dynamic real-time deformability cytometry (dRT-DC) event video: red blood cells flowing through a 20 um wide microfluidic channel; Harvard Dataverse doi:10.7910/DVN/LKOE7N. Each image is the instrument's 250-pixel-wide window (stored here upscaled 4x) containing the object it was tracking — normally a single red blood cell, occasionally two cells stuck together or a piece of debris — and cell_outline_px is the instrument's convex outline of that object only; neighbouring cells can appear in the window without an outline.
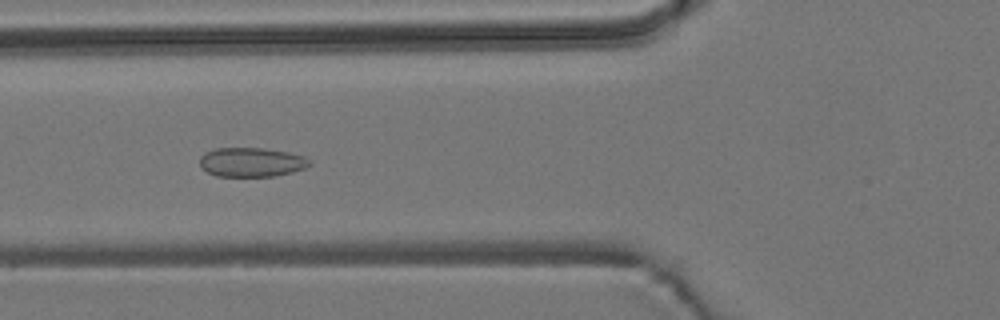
{"species": "common noctule bat (a hibernating species)", "species_latin": "Nyctalus noctula", "temperature_condition": "room temperature", "stored_images_in_passage": 7, "camera_frame_rate_fps": 3000, "um_per_image_px": 0.085, "animal": {"sex": "male", "body_mass_g": 19.2, "forearm_length_mm": 51.8}, "frame": {"image": 1, "passage_image": 5, "time_ms": 4.333, "image_size_px": [1000, 320], "cell_outline_px": [[312, 164], [304, 168], [292, 172], [276, 176], [216, 176], [200, 168], [200, 156], [204, 152], [216, 148], [264, 148], [288, 152], [304, 156], [312, 160]], "centroid_in_image_um": [21.38, 13.78], "position_along_channel_um": 104.4, "area_um2": 18.9}}
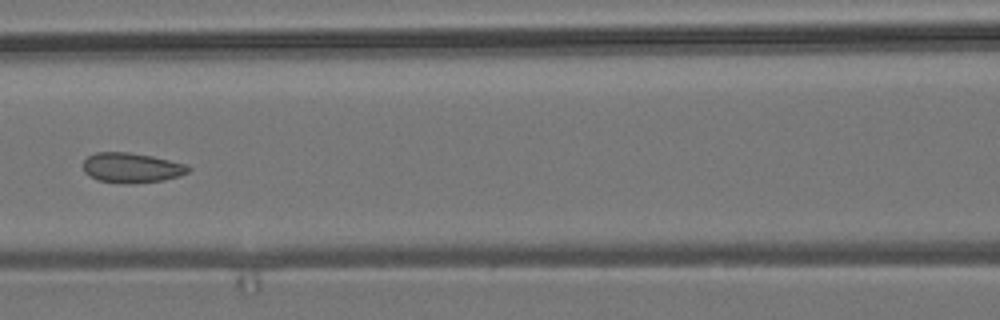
{"frame": {"image": 2, "passage_image": 6, "time_ms": 5.667, "image_size_px": [1000, 320], "cell_outline_px": [[192, 168], [188, 172], [180, 176], [164, 180], [128, 184], [124, 184], [96, 180], [88, 176], [84, 172], [84, 160], [88, 156], [96, 152], [128, 152], [152, 156], [184, 164]], "centroid_in_image_um": [11.16, 14.27], "position_along_channel_um": 155.4, "area_um2": 18.44}}
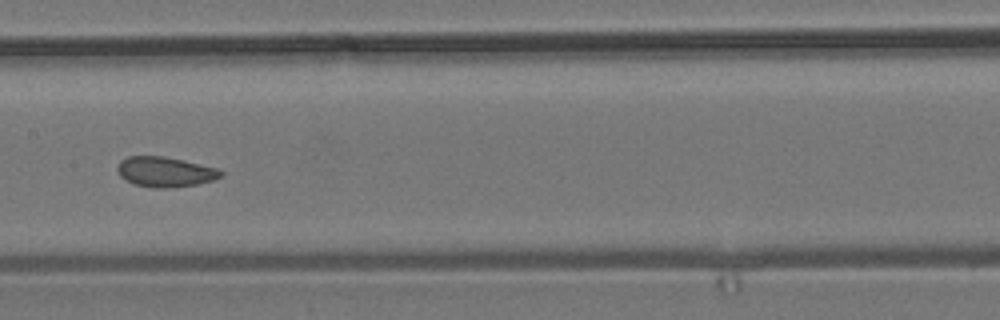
{"frame": {"image": 3, "passage_image": 7, "time_ms": 6.667, "image_size_px": [1000, 320], "cell_outline_px": [[224, 172], [220, 176], [212, 180], [196, 184], [164, 188], [156, 188], [136, 184], [120, 176], [116, 168], [120, 160], [128, 156], [164, 156], [184, 160], [216, 168]], "centroid_in_image_um": [14.01, 14.59], "position_along_channel_um": 193.4, "area_um2": 17.86}}